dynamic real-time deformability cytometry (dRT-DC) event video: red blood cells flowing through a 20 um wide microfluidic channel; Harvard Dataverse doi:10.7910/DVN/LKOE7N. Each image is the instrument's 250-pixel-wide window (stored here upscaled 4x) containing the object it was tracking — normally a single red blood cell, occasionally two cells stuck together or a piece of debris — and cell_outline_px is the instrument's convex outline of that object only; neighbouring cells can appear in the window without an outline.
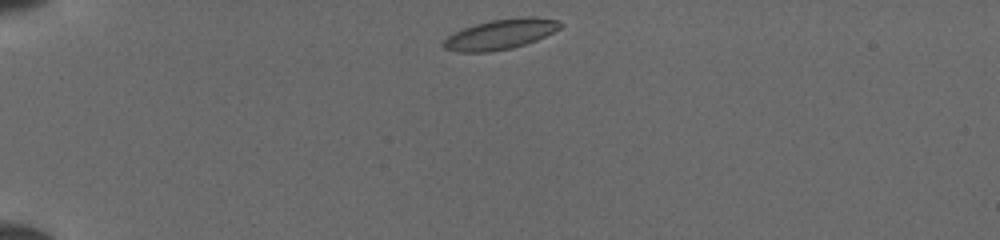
{"species": "common noctule bat (a hibernating species)", "species_latin": "Nyctalus noctula", "temperature_condition": "cold", "stored_images_in_passage": 38, "camera_frame_rate_fps": 3000, "um_per_image_px": 0.085, "animal": {"sex": "female", "body_mass_g": 19.5, "forearm_length_mm": 54.1}, "frame": {"image": 1, "passage_image": 1, "time_ms": 0.0, "image_size_px": [1000, 240], "cell_outline_px": [[564, 24], [560, 28], [536, 40], [512, 48], [488, 52], [456, 52], [444, 48], [440, 44], [448, 36], [464, 28], [476, 24], [492, 20], [524, 16], [532, 16], [560, 20]], "centroid_in_image_um": [42.55, 2.91], "position_along_channel_um": 42.5, "area_um2": 20.46}}
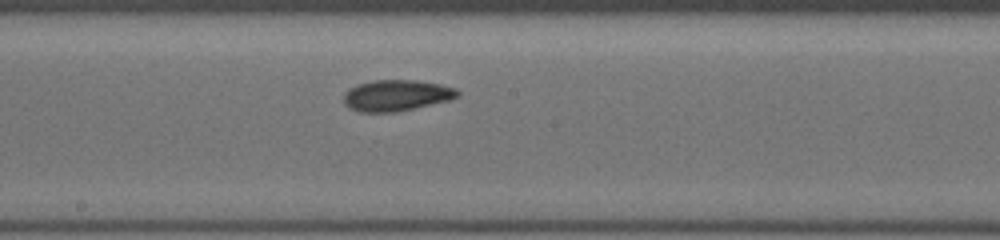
{"frame": {"image": 2, "passage_image": 17, "time_ms": 5.333, "image_size_px": [1000, 240], "cell_outline_px": [[460, 96], [452, 100], [396, 112], [360, 112], [348, 108], [344, 104], [344, 92], [348, 88], [356, 84], [372, 80], [416, 80], [440, 84], [456, 88], [460, 92]], "centroid_in_image_um": [33.7, 8.11], "position_along_channel_um": 214.5, "area_um2": 21.04}}
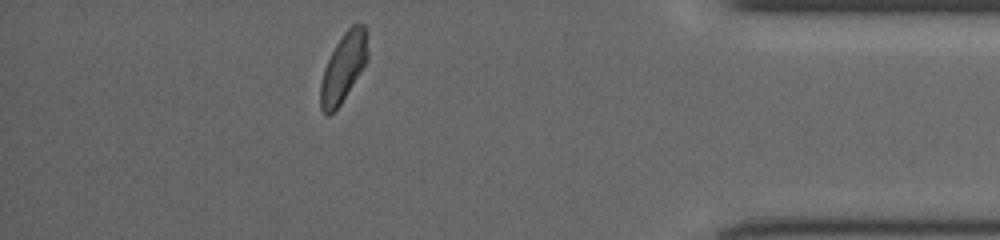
{"frame": {"image": 3, "passage_image": 33, "time_ms": 10.667, "image_size_px": [1000, 240], "cell_outline_px": [[368, 60], [340, 104], [328, 116], [320, 108], [320, 84], [324, 68], [336, 44], [344, 32], [352, 24], [364, 24], [368, 32]], "centroid_in_image_um": [29.21, 5.69], "position_along_channel_um": 406.0, "area_um2": 18.84}}